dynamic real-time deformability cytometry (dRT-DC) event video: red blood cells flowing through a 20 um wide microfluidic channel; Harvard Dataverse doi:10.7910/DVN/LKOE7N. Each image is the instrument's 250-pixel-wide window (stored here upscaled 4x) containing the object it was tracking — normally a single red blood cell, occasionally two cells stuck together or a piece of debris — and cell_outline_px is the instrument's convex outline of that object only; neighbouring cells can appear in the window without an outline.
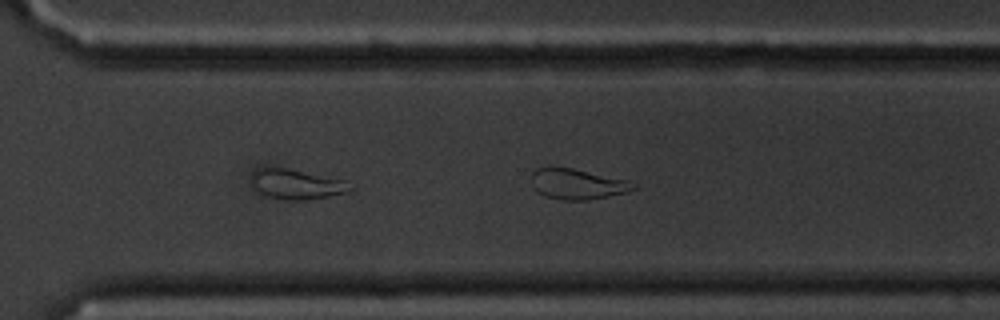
{"species": "common noctule bat (a hibernating species)", "species_latin": "Nyctalus noctula", "temperature_condition": "cold", "stored_images_in_passage": 23, "segment_of_instrument_passage": [2, 2], "camera_frame_rate_fps": 3000, "um_per_image_px": 0.085, "animal": {"sex": "male", "body_mass_g": 20.1, "forearm_length_mm": 53.5}, "frame": {"image": 1, "passage_image": 23, "time_ms": 7.333, "image_size_px": [1000, 320], "cell_outline_px": [[636, 188], [624, 192], [608, 196], [588, 200], [560, 200], [544, 196], [532, 184], [532, 172], [536, 168], [572, 168], [628, 180], [636, 184]], "centroid_in_image_um": [49.08, 15.65], "position_along_channel_um": 321.5, "area_um2": 17.8}}